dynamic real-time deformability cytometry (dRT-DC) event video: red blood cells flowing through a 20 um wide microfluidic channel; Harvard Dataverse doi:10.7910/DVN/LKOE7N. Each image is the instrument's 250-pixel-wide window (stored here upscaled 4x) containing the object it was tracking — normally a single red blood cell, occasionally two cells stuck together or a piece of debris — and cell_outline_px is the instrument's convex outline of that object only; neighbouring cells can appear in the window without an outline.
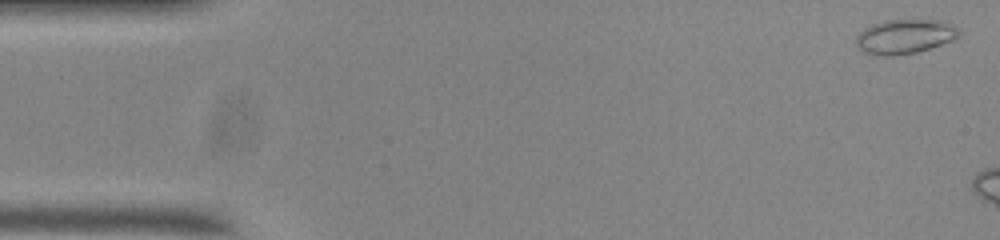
{"species": "common noctule bat (a hibernating species)", "species_latin": "Nyctalus noctula", "temperature_condition": "room temperature", "stored_images_in_passage": 6, "camera_frame_rate_fps": 3000, "um_per_image_px": 0.085, "animal": {"sex": "male", "body_mass_g": 20.0, "forearm_length_mm": 53.3}, "frame": {"image": 1, "passage_image": 2, "time_ms": 0.333, "image_size_px": [1000, 240], "cell_outline_px": [[960, 32], [952, 40], [916, 52], [892, 56], [880, 56], [864, 52], [856, 44], [856, 36], [864, 28], [872, 24], [884, 20], [944, 20], [952, 24]], "centroid_in_image_um": [76.87, 3.09], "position_along_channel_um": 8.1, "area_um2": 20.46}}